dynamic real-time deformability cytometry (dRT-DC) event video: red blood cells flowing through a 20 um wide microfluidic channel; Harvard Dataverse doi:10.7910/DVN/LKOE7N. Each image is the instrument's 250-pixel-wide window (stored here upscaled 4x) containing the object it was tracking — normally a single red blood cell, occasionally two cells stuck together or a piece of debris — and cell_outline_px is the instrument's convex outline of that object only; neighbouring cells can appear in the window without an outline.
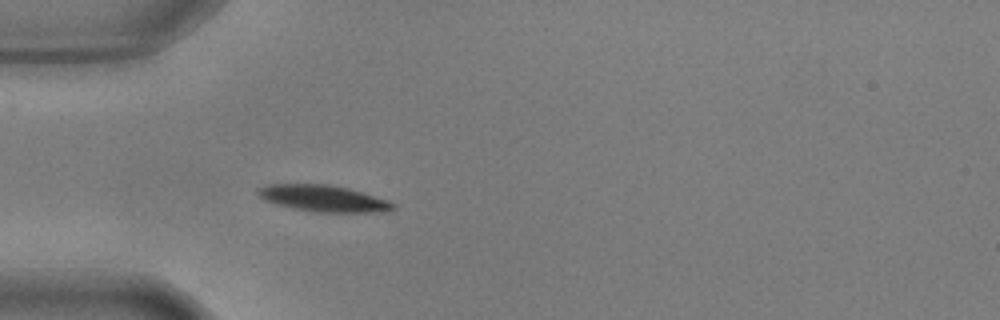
{"species": "common noctule bat (a hibernating species)", "species_latin": "Nyctalus noctula", "temperature_condition": "warm", "stored_images_in_passage": 41, "camera_frame_rate_fps": 3000, "um_per_image_px": 0.085, "animal": {"sex": "male", "body_mass_g": 17.9, "forearm_length_mm": 54.2}, "frame": {"image": 1, "passage_image": 1, "time_ms": 0.0, "image_size_px": [1000, 320], "cell_outline_px": [[396, 208], [380, 212], [316, 212], [292, 208], [276, 204], [264, 200], [256, 196], [256, 188], [264, 184], [328, 184], [348, 188], [364, 192], [388, 200], [396, 204]], "centroid_in_image_um": [27.44, 16.85], "position_along_channel_um": 57.6, "area_um2": 21.15}}
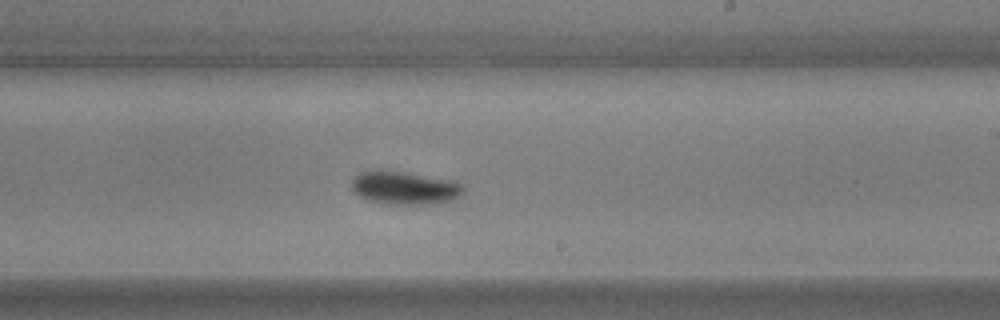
{"frame": {"image": 2, "passage_image": 18, "time_ms": 5.667, "image_size_px": [1000, 320], "cell_outline_px": [[464, 192], [452, 200], [432, 204], [388, 204], [368, 200], [360, 196], [352, 188], [352, 180], [360, 172], [404, 172], [452, 180], [460, 184], [464, 188]], "centroid_in_image_um": [34.43, 15.99], "position_along_channel_um": 254.6, "area_um2": 20.98}}
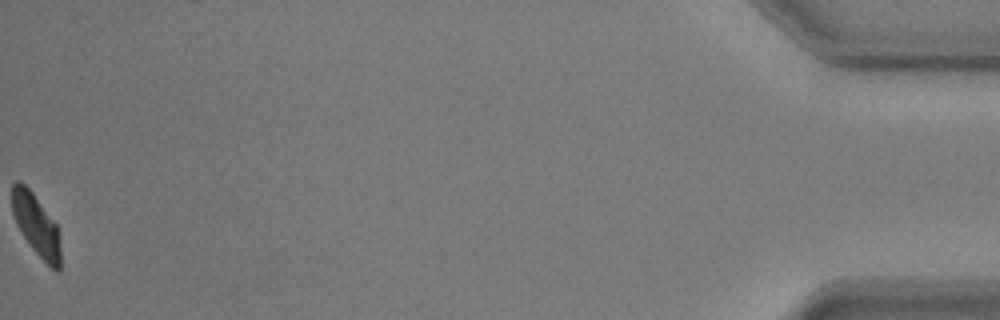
{"frame": {"image": 3, "passage_image": 41, "time_ms": 13.333, "image_size_px": [1000, 320], "cell_outline_px": [[60, 272], [56, 272], [32, 248], [16, 224], [12, 212], [12, 184], [16, 180], [20, 180], [32, 192], [56, 224], [60, 248]], "centroid_in_image_um": [3.06, 19.1], "position_along_channel_um": 432.1, "area_um2": 17.05}, "authors_computed_cell_mechanics": {"area_um2": 20.1722, "velocity_mm_per_s": 3.5657, "shape_relaxation_time_tau1_ms": 3.1901, "shape_relaxation_time_tau2_ms": 2.3222, "deformation_change_tau1": 0.1677, "deformation_change_tau2": 0.0525}}